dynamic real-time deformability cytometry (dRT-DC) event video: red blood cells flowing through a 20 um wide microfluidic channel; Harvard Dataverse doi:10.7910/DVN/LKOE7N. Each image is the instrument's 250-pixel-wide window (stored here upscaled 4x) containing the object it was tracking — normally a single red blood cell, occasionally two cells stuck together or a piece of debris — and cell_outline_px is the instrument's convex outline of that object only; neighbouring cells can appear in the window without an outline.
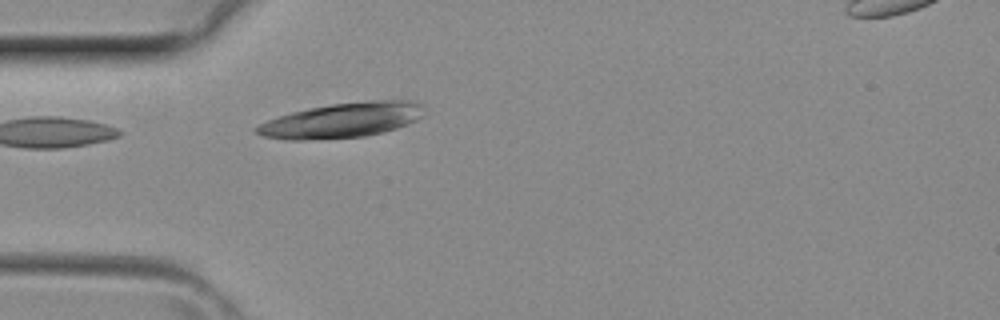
{"species": "common noctule bat (a hibernating species)", "species_latin": "Nyctalus noctula", "temperature_condition": "room temperature", "stored_images_in_passage": 2, "camera_frame_rate_fps": 3000, "um_per_image_px": 0.085, "animal": {"sex": "female", "body_mass_g": 29.2, "forearm_length_mm": 56.3}, "frame": {"image": 1, "passage_image": 1, "time_ms": 0.0, "image_size_px": [1000, 320], "cell_outline_px": [[424, 104], [420, 116], [416, 120], [408, 124], [384, 132], [364, 136], [304, 140], [292, 140], [264, 136], [256, 132], [252, 128], [268, 120], [292, 112], [308, 108], [332, 104], [368, 100], [416, 100]], "centroid_in_image_um": [29.1, 10.21], "position_along_channel_um": 55.9, "area_um2": 33.93}}